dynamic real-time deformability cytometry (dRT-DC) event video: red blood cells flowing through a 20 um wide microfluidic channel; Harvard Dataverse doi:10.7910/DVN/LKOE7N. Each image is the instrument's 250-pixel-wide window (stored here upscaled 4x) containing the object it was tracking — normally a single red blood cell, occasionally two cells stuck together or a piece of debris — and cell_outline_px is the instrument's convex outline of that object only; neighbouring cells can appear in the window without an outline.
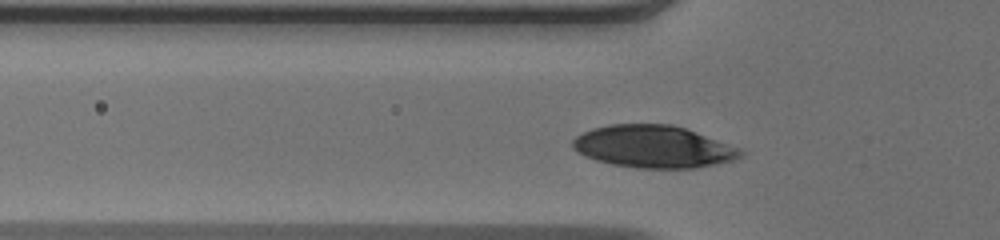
{"species": "human", "species_latin": "Homo sapiens", "temperature_condition": "warm", "stored_images_in_passage": 32, "camera_frame_rate_fps": 3000, "um_per_image_px": 0.085, "donor": {"sex": "male"}, "frame": {"image": 1, "passage_image": 7, "time_ms": 2.0, "image_size_px": [1000, 240], "cell_outline_px": [[744, 156], [732, 160], [716, 164], [696, 168], [636, 168], [612, 164], [596, 160], [572, 148], [572, 140], [576, 136], [592, 128], [608, 124], [672, 124], [684, 128], [740, 148], [744, 152]], "centroid_in_image_um": [55.54, 12.46], "position_along_channel_um": 70.3, "area_um2": 41.21}}
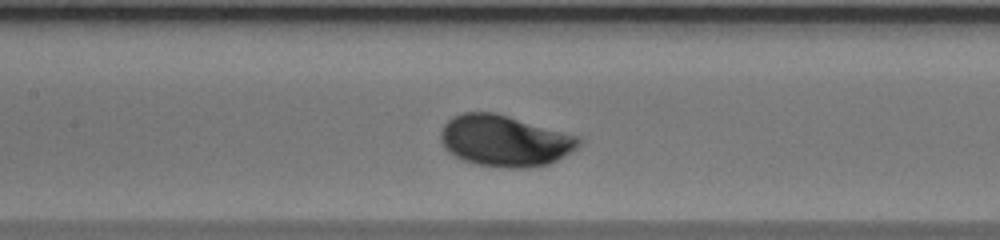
{"frame": {"image": 2, "passage_image": 14, "time_ms": 4.333, "image_size_px": [1000, 240], "cell_outline_px": [[580, 144], [576, 148], [556, 160], [548, 164], [528, 168], [504, 168], [476, 164], [464, 160], [448, 152], [444, 148], [440, 140], [440, 132], [444, 124], [452, 116], [464, 112], [496, 112], [576, 136], [580, 140]], "centroid_in_image_um": [42.83, 11.96], "position_along_channel_um": 164.6, "area_um2": 41.04}}
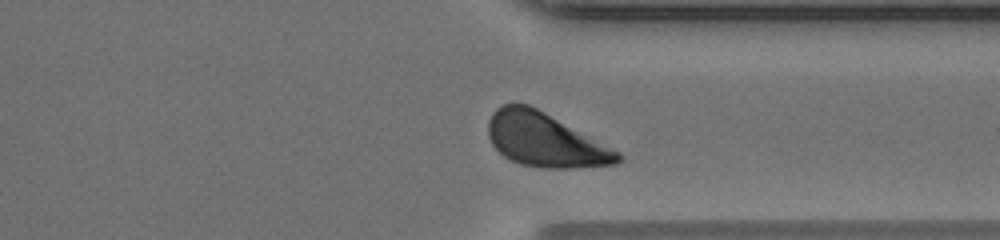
{"frame": {"image": 3, "passage_image": 29, "time_ms": 9.333, "image_size_px": [1000, 240], "cell_outline_px": [[624, 156], [616, 164], [576, 168], [540, 168], [520, 164], [504, 156], [492, 144], [488, 136], [488, 120], [492, 112], [500, 104], [528, 104], [544, 112], [620, 152]], "centroid_in_image_um": [46.31, 11.91], "position_along_channel_um": 365.1, "area_um2": 40.4}, "authors_computed_cell_mechanics": {"area_um2": 40.3155, "velocity_mm_per_s": 4.019, "shape_relaxation_time_tau1_ms": 1.9404, "shape_relaxation_time_tau2_ms": null, "deformation_change_tau1": 0.1292, "deformation_change_tau2": null}}